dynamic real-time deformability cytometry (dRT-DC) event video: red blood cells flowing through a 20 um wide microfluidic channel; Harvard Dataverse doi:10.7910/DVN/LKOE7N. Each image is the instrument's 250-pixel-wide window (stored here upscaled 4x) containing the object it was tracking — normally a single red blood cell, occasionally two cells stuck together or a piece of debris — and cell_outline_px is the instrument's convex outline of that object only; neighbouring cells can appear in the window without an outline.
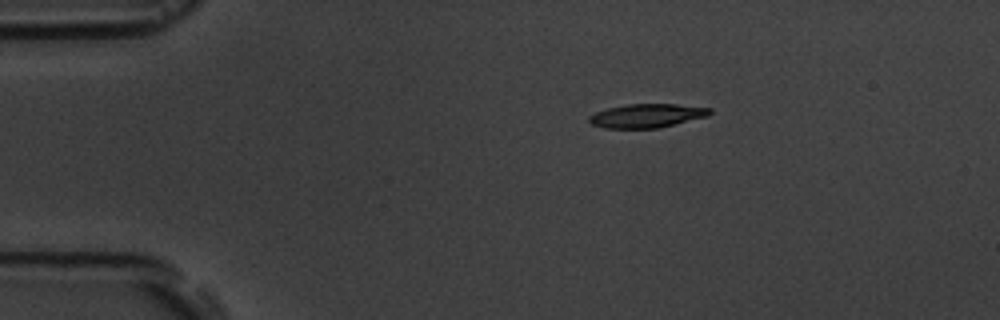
{"species": "common noctule bat (a hibernating species)", "species_latin": "Nyctalus noctula", "temperature_condition": "room temperature", "stored_images_in_passage": 3, "camera_frame_rate_fps": 3000, "um_per_image_px": 0.085, "animal": {"sex": "male", "body_mass_g": 19.5, "forearm_length_mm": 54.6}, "frame": {"image": 1, "passage_image": 1, "time_ms": 0.0, "image_size_px": [1000, 320], "cell_outline_px": [[712, 112], [708, 116], [660, 128], [604, 128], [592, 124], [588, 120], [588, 116], [596, 112], [608, 108], [628, 104], [676, 104], [712, 108]], "centroid_in_image_um": [55.0, 9.84], "position_along_channel_um": 30.0, "area_um2": 16.76}}